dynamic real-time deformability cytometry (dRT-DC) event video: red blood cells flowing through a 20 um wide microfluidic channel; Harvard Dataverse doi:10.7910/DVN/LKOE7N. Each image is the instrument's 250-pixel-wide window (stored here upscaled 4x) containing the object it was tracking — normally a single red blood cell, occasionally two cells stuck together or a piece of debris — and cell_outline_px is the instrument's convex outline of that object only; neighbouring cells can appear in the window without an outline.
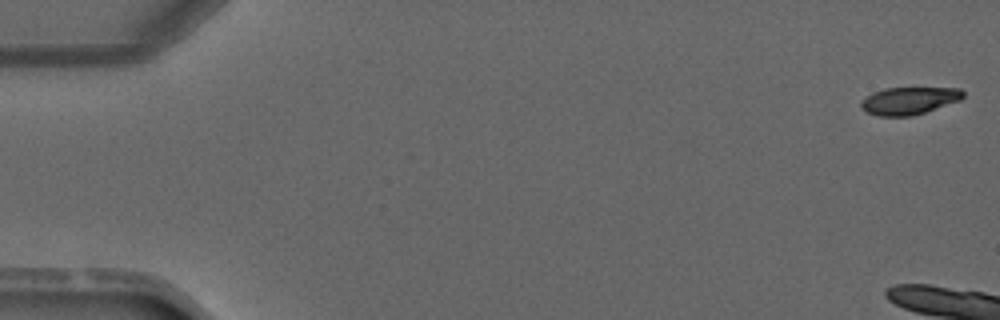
{"species": "common noctule bat (a hibernating species)", "species_latin": "Nyctalus noctula", "temperature_condition": "warm", "stored_images_in_passage": 3, "camera_frame_rate_fps": 3000, "um_per_image_px": 0.085, "animal": {"sex": "male", "forearm_length_mm": 52.5}, "frame": {"image": 1, "passage_image": 1, "time_ms": 0.0, "image_size_px": [1000, 320], "cell_outline_px": [[964, 96], [960, 100], [912, 116], [880, 116], [868, 112], [860, 108], [860, 100], [872, 92], [884, 88], [960, 88], [964, 92]], "centroid_in_image_um": [77.23, 8.55], "position_along_channel_um": 7.8, "area_um2": 16.3}}